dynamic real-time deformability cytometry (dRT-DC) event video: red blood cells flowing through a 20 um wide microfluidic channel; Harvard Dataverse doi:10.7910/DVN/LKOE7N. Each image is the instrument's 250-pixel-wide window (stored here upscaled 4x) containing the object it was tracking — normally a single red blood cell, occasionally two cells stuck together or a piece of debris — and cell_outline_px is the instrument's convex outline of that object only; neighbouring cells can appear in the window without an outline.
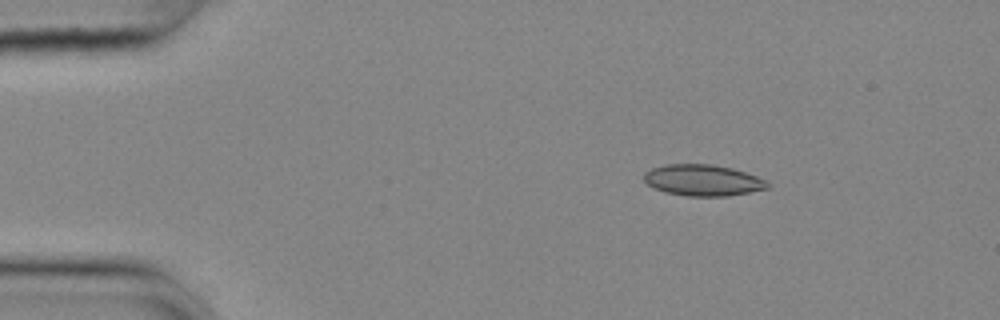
{"species": "common noctule bat (a hibernating species)", "species_latin": "Nyctalus noctula", "temperature_condition": "cold", "stored_images_in_passage": 48, "camera_frame_rate_fps": 3000, "um_per_image_px": 0.085, "animal": {"sex": "female", "body_mass_g": 25.1}, "frame": {"image": 1, "passage_image": 1, "time_ms": 0.0, "image_size_px": [1000, 320], "cell_outline_px": [[768, 188], [728, 196], [688, 196], [664, 192], [652, 188], [644, 180], [644, 172], [652, 168], [664, 164], [708, 164], [732, 168], [768, 180]], "centroid_in_image_um": [59.71, 15.32], "position_along_channel_um": 25.3, "area_um2": 22.48}}
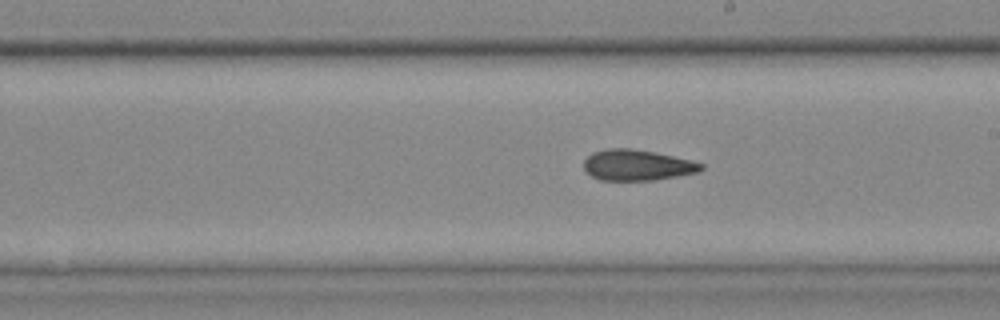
{"frame": {"image": 2, "passage_image": 24, "time_ms": 7.667, "image_size_px": [1000, 320], "cell_outline_px": [[704, 168], [700, 172], [656, 180], [600, 180], [584, 172], [584, 160], [592, 152], [608, 148], [628, 148], [652, 152], [672, 156], [704, 164]], "centroid_in_image_um": [54.13, 14.04], "position_along_channel_um": 234.9, "area_um2": 21.04}}
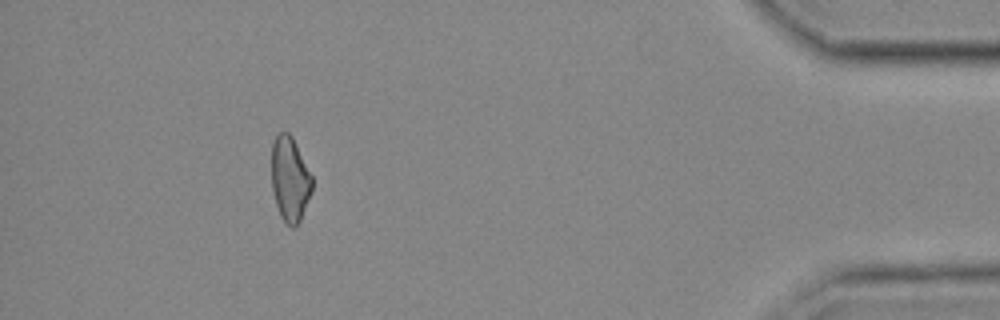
{"frame": {"image": 3, "passage_image": 43, "time_ms": 14.0, "image_size_px": [1000, 320], "cell_outline_px": [[312, 192], [300, 220], [296, 228], [292, 228], [280, 216], [276, 204], [272, 188], [272, 144], [276, 132], [288, 132], [292, 136], [312, 176]], "centroid_in_image_um": [24.64, 15.22], "position_along_channel_um": 410.6, "area_um2": 20.06}, "authors_computed_cell_mechanics": {"area_um2": 21.5883, "velocity_mm_per_s": 3.6434, "shape_relaxation_time_tau1_ms": 10.1468, "shape_relaxation_time_tau2_ms": 3.908, "deformation_change_tau1": 0.1733, "deformation_change_tau2": 0.1058}}